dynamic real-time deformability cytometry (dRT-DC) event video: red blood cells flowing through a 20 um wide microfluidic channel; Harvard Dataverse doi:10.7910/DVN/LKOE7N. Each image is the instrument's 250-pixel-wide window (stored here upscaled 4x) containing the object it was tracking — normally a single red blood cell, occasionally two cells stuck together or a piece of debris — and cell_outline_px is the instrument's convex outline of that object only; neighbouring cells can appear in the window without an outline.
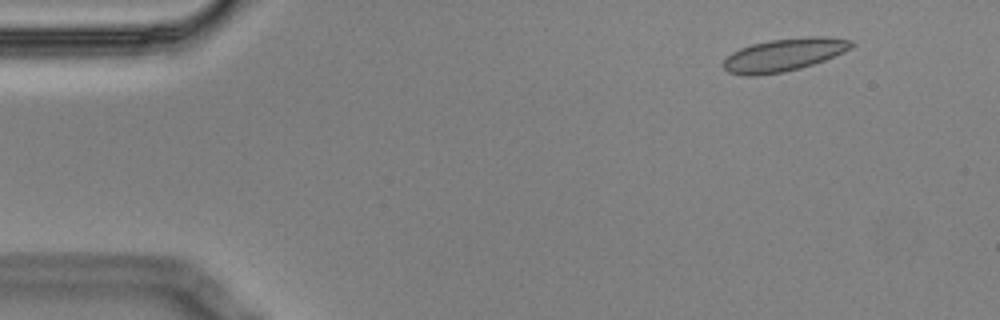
{"species": "Egyptian fruit bat (a non-hibernating species)", "species_latin": "Rousettus aegyptiacus", "temperature_condition": "cold", "stored_images_in_passage": 4, "camera_frame_rate_fps": 3000, "um_per_image_px": 0.085, "animal": {"sex": "male"}, "frame": {"image": 1, "passage_image": 2, "time_ms": 0.333, "image_size_px": [1000, 320], "cell_outline_px": [[856, 44], [824, 60], [800, 68], [784, 72], [756, 76], [744, 76], [728, 72], [724, 68], [724, 60], [732, 52], [740, 48], [752, 44], [768, 40], [812, 36], [824, 36], [852, 40]], "centroid_in_image_um": [66.59, 4.66], "position_along_channel_um": 18.4, "area_um2": 24.28}}